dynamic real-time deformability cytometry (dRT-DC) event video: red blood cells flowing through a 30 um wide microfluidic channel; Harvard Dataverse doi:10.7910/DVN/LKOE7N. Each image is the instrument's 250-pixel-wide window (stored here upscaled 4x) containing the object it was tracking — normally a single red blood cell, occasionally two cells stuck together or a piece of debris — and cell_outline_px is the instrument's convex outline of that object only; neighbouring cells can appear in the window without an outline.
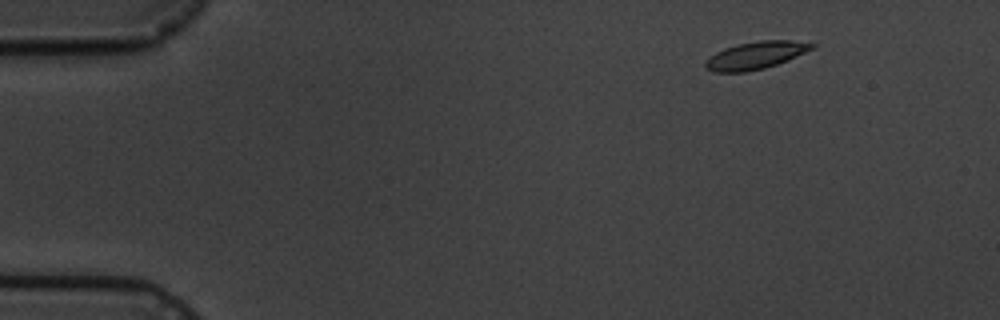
{"species": "common noctule bat (a hibernating species)", "species_latin": "Nyctalus noctula", "temperature_condition": "cold", "stored_images_in_passage": 5, "camera_frame_rate_fps": 3000, "um_per_image_px": 0.085, "animal": {"sex": "male", "body_mass_g": 19.5, "forearm_length_mm": 54.6}, "frame": {"image": 1, "passage_image": 2, "time_ms": 1.0, "image_size_px": [1000, 320], "cell_outline_px": [[816, 48], [788, 60], [764, 68], [744, 72], [712, 72], [704, 68], [704, 64], [716, 52], [724, 48], [740, 44], [760, 40], [792, 40], [816, 44]], "centroid_in_image_um": [64.26, 4.7], "position_along_channel_um": 20.7, "area_um2": 16.99}}
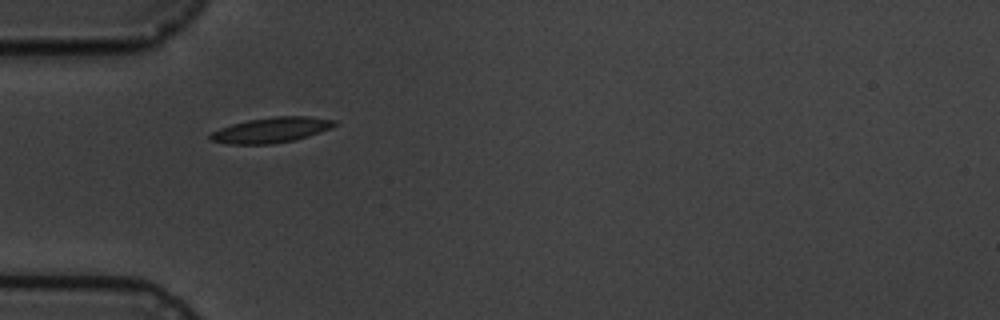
{"frame": {"image": 2, "passage_image": 5, "time_ms": 4.667, "image_size_px": [1000, 320], "cell_outline_px": [[336, 124], [332, 128], [308, 136], [292, 140], [272, 144], [228, 144], [208, 140], [208, 136], [212, 132], [220, 128], [232, 124], [248, 120], [276, 116], [308, 116], [336, 120]], "centroid_in_image_um": [23.04, 11.05], "position_along_channel_um": 62.0, "area_um2": 18.32}}